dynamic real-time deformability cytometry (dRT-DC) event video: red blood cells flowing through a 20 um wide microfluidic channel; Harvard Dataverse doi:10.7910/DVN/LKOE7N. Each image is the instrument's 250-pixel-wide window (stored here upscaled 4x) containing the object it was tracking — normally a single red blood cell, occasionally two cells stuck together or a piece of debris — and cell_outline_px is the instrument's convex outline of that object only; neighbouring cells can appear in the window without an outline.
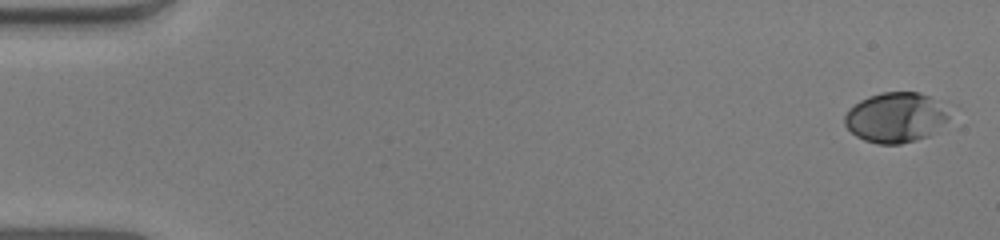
{"species": "human", "species_latin": "Homo sapiens", "temperature_condition": "warm", "stored_images_in_passage": 51, "camera_frame_rate_fps": 3000, "um_per_image_px": 0.085, "donor": {"sex": "male"}, "frame": {"image": 1, "passage_image": 1, "time_ms": 0.0, "image_size_px": [1000, 240], "cell_outline_px": [[948, 120], [936, 132], [928, 136], [916, 140], [900, 144], [876, 144], [864, 140], [856, 136], [844, 124], [844, 116], [848, 108], [860, 100], [868, 96], [880, 92], [920, 92], [928, 96], [948, 116]], "centroid_in_image_um": [76.04, 10.0], "position_along_channel_um": 9.0, "area_um2": 30.17}}
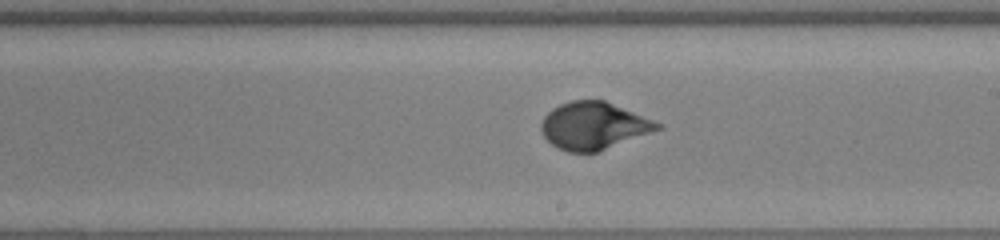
{"frame": {"image": 2, "passage_image": 30, "time_ms": 9.667, "image_size_px": [1000, 240], "cell_outline_px": [[664, 128], [600, 152], [568, 152], [552, 144], [544, 136], [540, 128], [540, 124], [544, 116], [552, 108], [560, 104], [572, 100], [604, 100], [664, 124]], "centroid_in_image_um": [50.5, 10.7], "position_along_channel_um": 238.5, "area_um2": 32.31}}
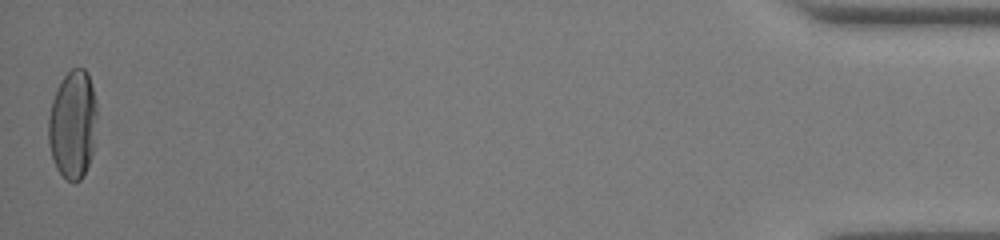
{"frame": {"image": 3, "passage_image": 51, "time_ms": 16.667, "image_size_px": [1000, 240], "cell_outline_px": [[96, 116], [92, 152], [84, 176], [76, 184], [72, 184], [56, 168], [52, 160], [48, 144], [48, 116], [52, 100], [64, 76], [72, 68], [84, 68], [88, 72], [96, 100]], "centroid_in_image_um": [6.17, 10.6], "position_along_channel_um": 429.0, "area_um2": 30.75}, "authors_computed_cell_mechanics": {"area_um2": 30.8074, "velocity_mm_per_s": 4.0454, "shape_relaxation_time_tau1_ms": 3.949, "shape_relaxation_time_tau2_ms": null, "deformation_change_tau1": 0.2254, "deformation_change_tau2": null}}